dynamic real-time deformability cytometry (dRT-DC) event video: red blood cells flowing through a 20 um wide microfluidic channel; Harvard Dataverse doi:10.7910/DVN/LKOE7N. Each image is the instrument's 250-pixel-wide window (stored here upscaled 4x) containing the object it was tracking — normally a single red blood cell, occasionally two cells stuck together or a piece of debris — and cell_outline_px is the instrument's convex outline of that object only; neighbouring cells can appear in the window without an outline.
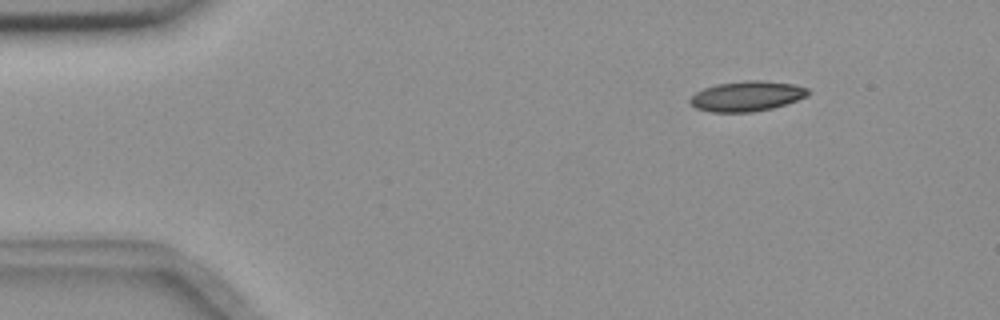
{"species": "common noctule bat (a hibernating species)", "species_latin": "Nyctalus noctula", "temperature_condition": "room temperature", "stored_images_in_passage": 8, "camera_frame_rate_fps": 3000, "um_per_image_px": 0.085, "animal": {"sex": "female", "body_mass_g": 18.4}, "frame": {"image": 1, "passage_image": 1, "time_ms": 0.0, "image_size_px": [1000, 320], "cell_outline_px": [[812, 92], [808, 96], [772, 108], [752, 112], [712, 112], [696, 108], [688, 100], [696, 92], [704, 88], [716, 84], [744, 80], [760, 80], [792, 84], [808, 88]], "centroid_in_image_um": [63.49, 8.17], "position_along_channel_um": 21.5, "area_um2": 20.69}}
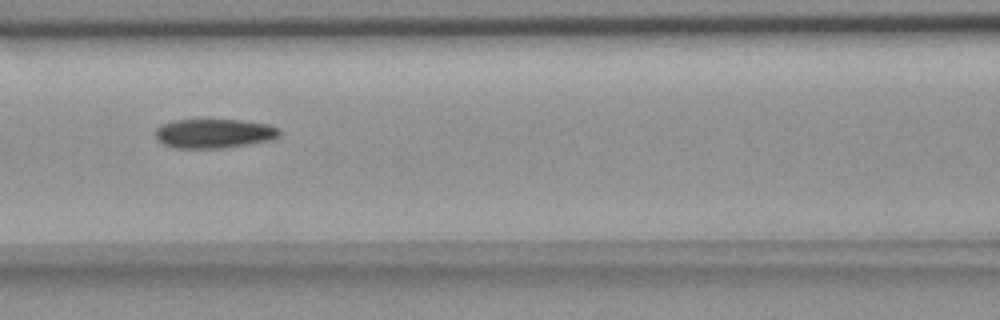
{"frame": {"image": 2, "passage_image": 6, "time_ms": 1.667, "image_size_px": [1000, 320], "cell_outline_px": [[280, 136], [268, 140], [224, 148], [176, 148], [164, 144], [156, 136], [156, 128], [160, 124], [176, 120], [240, 120], [268, 124], [280, 128]], "centroid_in_image_um": [18.2, 11.34], "position_along_channel_um": 148.4, "area_um2": 20.98}}
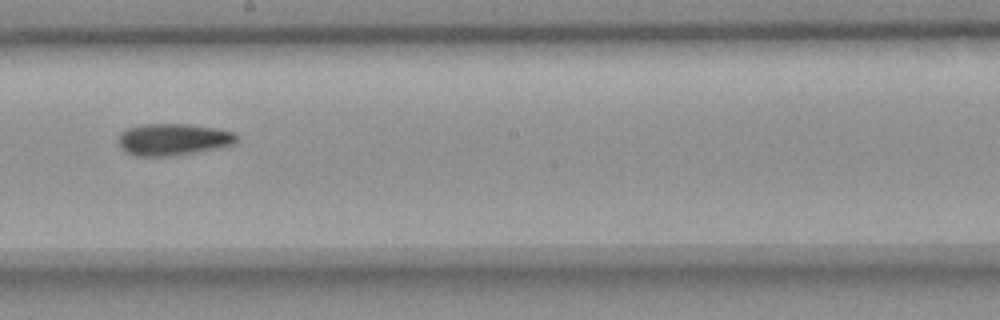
{"frame": {"image": 3, "passage_image": 8, "time_ms": 2.333, "image_size_px": [1000, 320], "cell_outline_px": [[236, 140], [232, 144], [220, 148], [176, 156], [136, 156], [124, 152], [120, 148], [120, 132], [124, 128], [140, 124], [188, 124], [216, 128], [232, 132], [236, 136]], "centroid_in_image_um": [14.67, 11.86], "position_along_channel_um": 233.5, "area_um2": 22.14}}